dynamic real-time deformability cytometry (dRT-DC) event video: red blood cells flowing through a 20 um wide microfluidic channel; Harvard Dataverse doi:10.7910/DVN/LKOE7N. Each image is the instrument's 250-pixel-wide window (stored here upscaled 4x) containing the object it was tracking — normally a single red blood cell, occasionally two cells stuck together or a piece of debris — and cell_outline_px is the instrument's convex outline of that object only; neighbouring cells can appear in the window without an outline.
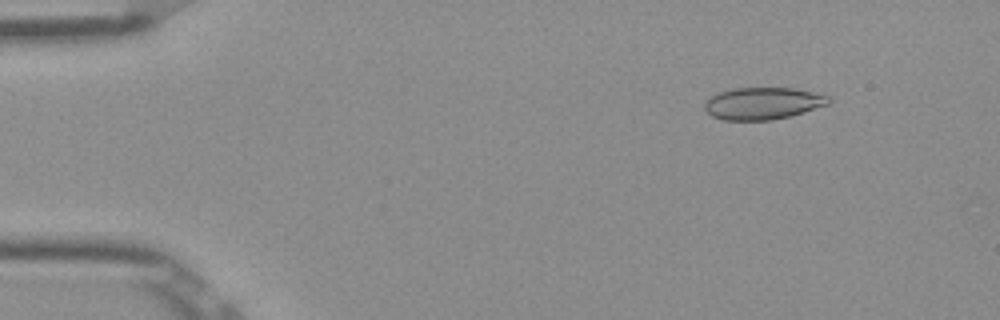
{"species": "Egyptian fruit bat (a non-hibernating species)", "species_latin": "Rousettus aegyptiacus", "temperature_condition": "room temperature", "stored_images_in_passage": 49, "camera_frame_rate_fps": 3000, "um_per_image_px": 0.085, "frame": {"image": 1, "passage_image": 3, "time_ms": 0.667, "image_size_px": [1000, 320], "cell_outline_px": [[832, 100], [828, 104], [804, 112], [772, 120], [724, 120], [712, 116], [704, 108], [704, 104], [712, 96], [720, 92], [736, 88], [792, 88], [812, 92], [828, 96]], "centroid_in_image_um": [64.85, 8.79], "position_along_channel_um": 20.2, "area_um2": 22.89}}
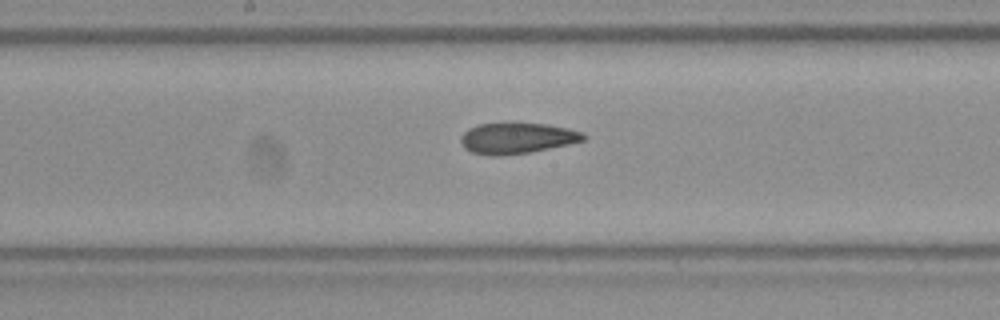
{"frame": {"image": 2, "passage_image": 24, "time_ms": 7.667, "image_size_px": [1000, 320], "cell_outline_px": [[588, 136], [584, 140], [568, 144], [528, 152], [500, 156], [492, 156], [472, 152], [464, 148], [460, 140], [460, 136], [468, 128], [476, 124], [548, 124], [568, 128], [584, 132]], "centroid_in_image_um": [43.94, 11.75], "position_along_channel_um": 204.3, "area_um2": 21.91}}
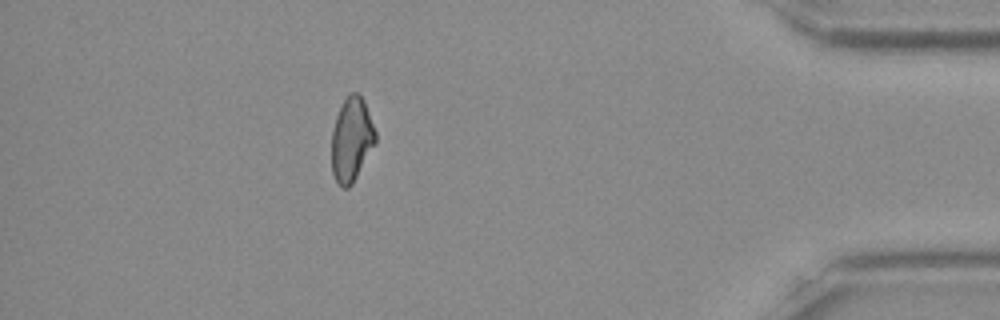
{"frame": {"image": 3, "passage_image": 43, "time_ms": 14.0, "image_size_px": [1000, 320], "cell_outline_px": [[376, 140], [352, 184], [348, 188], [340, 188], [332, 172], [332, 128], [336, 116], [348, 92], [356, 92], [364, 100], [376, 132]], "centroid_in_image_um": [29.86, 11.84], "position_along_channel_um": 405.3, "area_um2": 21.27}, "authors_computed_cell_mechanics": {"area_um2": 22.3108, "velocity_mm_per_s": 3.9089, "shape_relaxation_time_tau1_ms": null, "shape_relaxation_time_tau2_ms": 2.956, "deformation_change_tau1": null, "deformation_change_tau2": 0.0881}}